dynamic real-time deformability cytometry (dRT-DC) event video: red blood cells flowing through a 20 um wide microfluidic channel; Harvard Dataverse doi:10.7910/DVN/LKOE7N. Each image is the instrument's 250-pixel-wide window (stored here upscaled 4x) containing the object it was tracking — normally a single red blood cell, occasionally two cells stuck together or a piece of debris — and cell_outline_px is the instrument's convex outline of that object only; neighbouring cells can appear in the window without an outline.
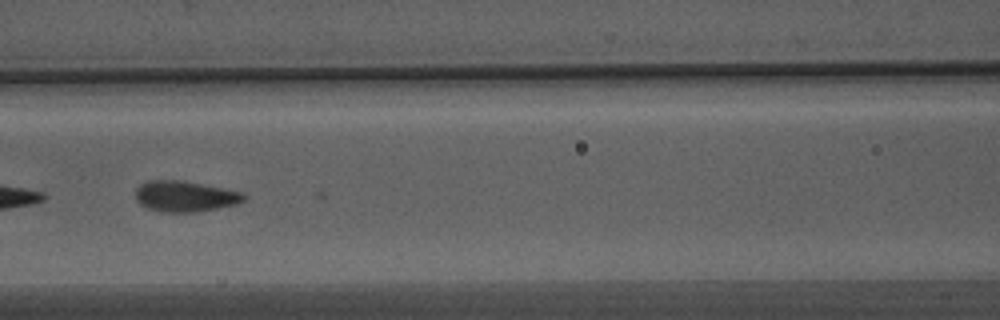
{"species": "Egyptian fruit bat (a non-hibernating species)", "species_latin": "Rousettus aegyptiacus", "temperature_condition": "warm", "stored_images_in_passage": 22, "segment_of_instrument_passage": [2, 2], "camera_frame_rate_fps": 3000, "um_per_image_px": 0.085, "animal": {"sex": "male"}, "frame": {"image": 1, "passage_image": 18, "time_ms": 5.667, "image_size_px": [1000, 320], "cell_outline_px": [[248, 196], [244, 200], [236, 204], [196, 212], [160, 212], [148, 208], [140, 204], [136, 200], [136, 188], [140, 184], [148, 180], [184, 180], [240, 192]], "centroid_in_image_um": [15.69, 16.68], "position_along_channel_um": 150.9, "area_um2": 19.42}}